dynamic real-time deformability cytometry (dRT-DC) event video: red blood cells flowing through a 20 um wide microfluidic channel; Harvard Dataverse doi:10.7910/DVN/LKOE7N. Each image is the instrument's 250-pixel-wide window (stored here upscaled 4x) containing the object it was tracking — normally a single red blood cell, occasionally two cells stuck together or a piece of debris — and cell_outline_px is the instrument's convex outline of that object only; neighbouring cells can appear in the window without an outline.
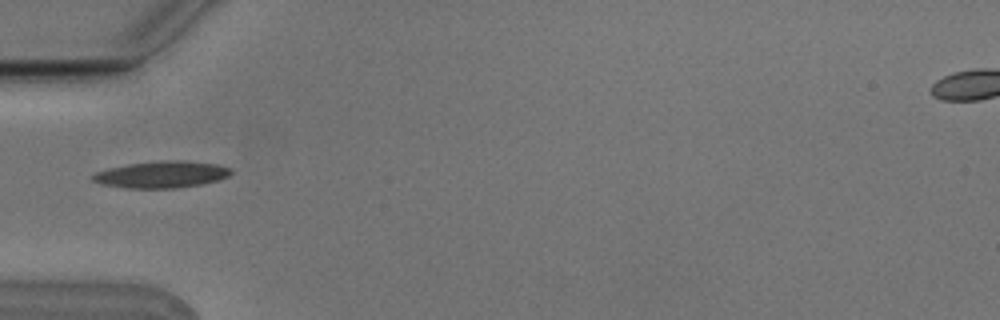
{"species": "Egyptian fruit bat (a non-hibernating species)", "species_latin": "Rousettus aegyptiacus", "temperature_condition": "cold", "stored_images_in_passage": 2, "camera_frame_rate_fps": 3000, "um_per_image_px": 0.085, "animal": {"sex": "male"}, "frame": {"image": 1, "passage_image": 2, "time_ms": 0.333, "image_size_px": [1000, 320], "cell_outline_px": [[232, 172], [228, 176], [220, 180], [200, 184], [176, 188], [124, 188], [100, 184], [92, 180], [88, 176], [96, 172], [108, 168], [128, 164], [160, 160], [184, 160], [216, 164], [232, 168]], "centroid_in_image_um": [13.7, 14.83], "position_along_channel_um": 71.3, "area_um2": 21.79}}